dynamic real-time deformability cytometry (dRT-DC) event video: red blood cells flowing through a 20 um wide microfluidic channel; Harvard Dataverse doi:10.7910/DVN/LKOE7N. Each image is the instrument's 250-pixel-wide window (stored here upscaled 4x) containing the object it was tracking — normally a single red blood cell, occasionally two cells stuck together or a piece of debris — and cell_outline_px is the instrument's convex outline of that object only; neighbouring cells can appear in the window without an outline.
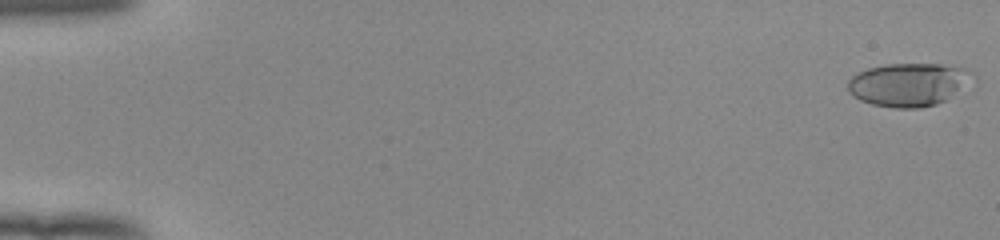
{"species": "human", "species_latin": "Homo sapiens", "temperature_condition": "room temperature", "stored_images_in_passage": 53, "camera_frame_rate_fps": 3000, "um_per_image_px": 0.085, "donor": {"sex": "female"}, "frame": {"image": 1, "passage_image": 1, "time_ms": 0.0, "image_size_px": [1000, 240], "cell_outline_px": [[976, 80], [944, 100], [936, 104], [920, 108], [896, 108], [872, 104], [860, 100], [848, 92], [848, 80], [852, 76], [868, 68], [884, 64], [940, 64], [968, 68], [976, 72]], "centroid_in_image_um": [77.29, 7.17], "position_along_channel_um": 7.7, "area_um2": 31.73}}
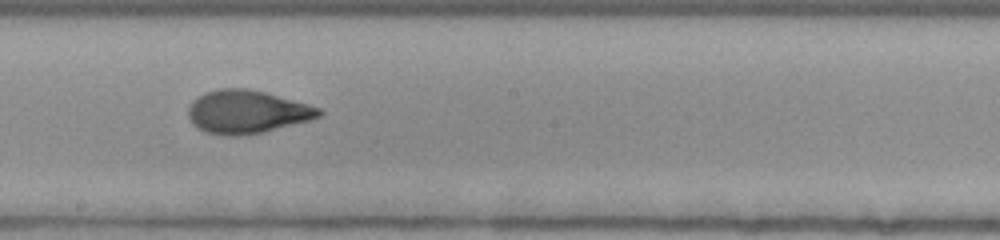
{"frame": {"image": 2, "passage_image": 31, "time_ms": 10.0, "image_size_px": [1000, 240], "cell_outline_px": [[324, 112], [320, 116], [308, 120], [260, 132], [236, 136], [224, 136], [204, 132], [196, 128], [192, 124], [188, 116], [188, 108], [192, 100], [204, 92], [216, 88], [248, 88], [264, 92], [308, 104], [320, 108]], "centroid_in_image_um": [20.91, 9.5], "position_along_channel_um": 227.3, "area_um2": 32.83}}
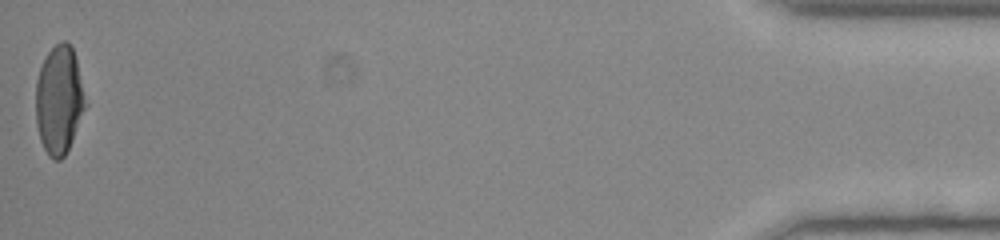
{"frame": {"image": 3, "passage_image": 53, "time_ms": 17.333, "image_size_px": [1000, 240], "cell_outline_px": [[88, 104], [72, 140], [64, 156], [60, 160], [52, 160], [48, 156], [40, 140], [36, 124], [36, 80], [40, 68], [48, 52], [60, 40], [64, 40], [72, 44]], "centroid_in_image_um": [5.04, 8.49], "position_along_channel_um": 430.2, "area_um2": 31.67}, "authors_computed_cell_mechanics": {"area_um2": 31.7322, "velocity_mm_per_s": 3.9717, "shape_relaxation_time_tau1_ms": 4.0479, "shape_relaxation_time_tau2_ms": 1.1362, "deformation_change_tau1": 0.2015, "deformation_change_tau2": 0.0742}}